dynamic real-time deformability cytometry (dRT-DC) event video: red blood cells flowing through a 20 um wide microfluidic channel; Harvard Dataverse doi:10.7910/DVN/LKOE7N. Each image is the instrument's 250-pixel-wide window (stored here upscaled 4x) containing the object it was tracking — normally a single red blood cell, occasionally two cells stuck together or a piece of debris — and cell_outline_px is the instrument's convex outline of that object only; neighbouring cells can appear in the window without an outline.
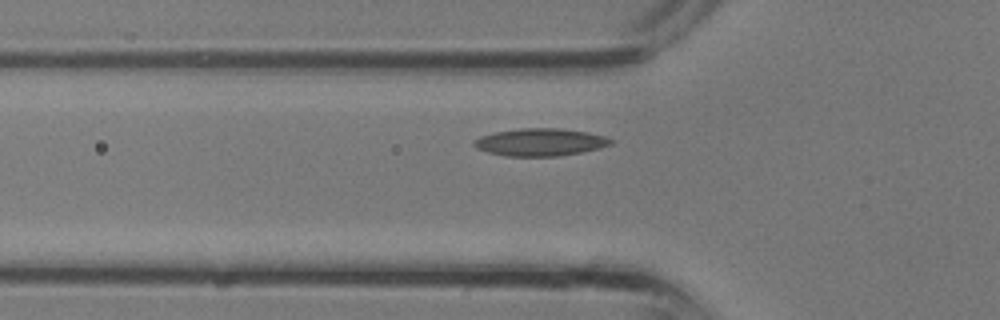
{"species": "common noctule bat (a hibernating species)", "species_latin": "Nyctalus noctula", "temperature_condition": "room temperature", "stored_images_in_passage": 10, "camera_frame_rate_fps": 3000, "um_per_image_px": 0.085, "animal": {"sex": "male", "body_mass_g": 13.3}, "frame": {"image": 1, "passage_image": 9, "time_ms": 2.667, "image_size_px": [1000, 320], "cell_outline_px": [[616, 140], [612, 144], [600, 148], [560, 156], [504, 156], [488, 152], [476, 148], [472, 144], [472, 140], [480, 136], [496, 132], [520, 128], [560, 128], [588, 132], [604, 136]], "centroid_in_image_um": [45.92, 12.08], "position_along_channel_um": 79.9, "area_um2": 22.08}}